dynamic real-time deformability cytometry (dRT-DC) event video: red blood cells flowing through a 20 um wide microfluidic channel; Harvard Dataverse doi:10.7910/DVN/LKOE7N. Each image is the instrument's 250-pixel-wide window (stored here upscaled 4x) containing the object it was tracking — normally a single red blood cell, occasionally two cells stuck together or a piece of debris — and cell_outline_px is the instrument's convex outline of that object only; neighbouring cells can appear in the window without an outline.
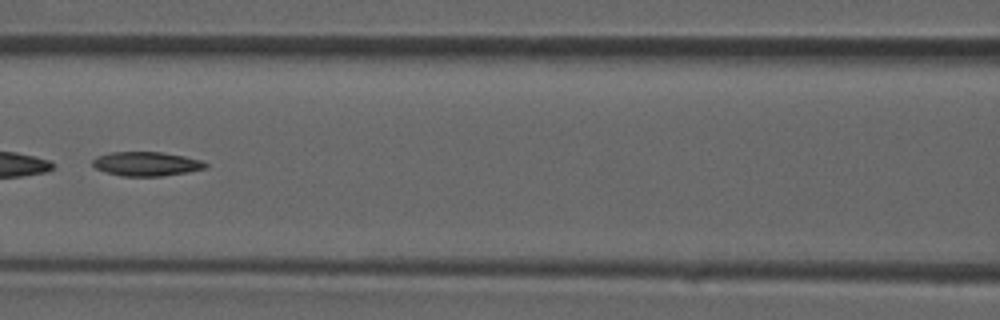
{"species": "common noctule bat (a hibernating species)", "species_latin": "Nyctalus noctula", "temperature_condition": "room temperature", "stored_images_in_passage": 38, "camera_frame_rate_fps": 3000, "um_per_image_px": 0.085, "animal": {"sex": "male", "forearm_length_mm": 52.5}, "frame": {"image": 1, "passage_image": 17, "time_ms": 5.333, "image_size_px": [1000, 320], "cell_outline_px": [[208, 168], [188, 172], [160, 176], [120, 176], [96, 168], [92, 164], [92, 160], [96, 156], [108, 152], [160, 152], [184, 156], [200, 160], [208, 164]], "centroid_in_image_um": [12.44, 13.92], "position_along_channel_um": 154.2, "area_um2": 15.9}}
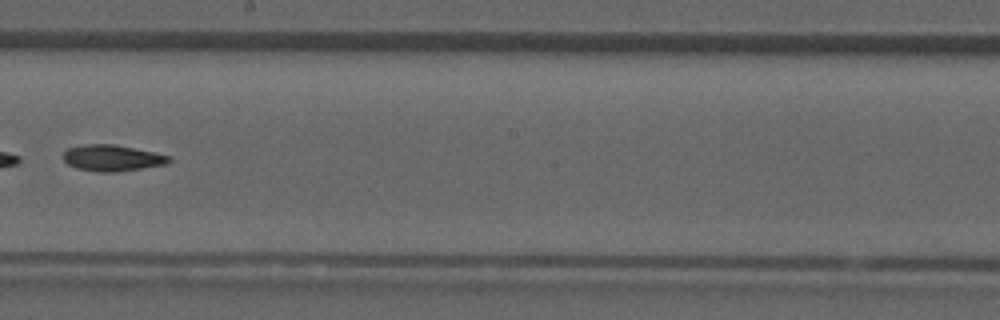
{"frame": {"image": 2, "passage_image": 22, "time_ms": 7.0, "image_size_px": [1000, 320], "cell_outline_px": [[172, 160], [168, 164], [112, 172], [96, 172], [76, 168], [68, 164], [60, 156], [68, 148], [84, 144], [116, 144], [156, 152], [172, 156]], "centroid_in_image_um": [9.54, 13.41], "position_along_channel_um": 238.7, "area_um2": 16.42}}